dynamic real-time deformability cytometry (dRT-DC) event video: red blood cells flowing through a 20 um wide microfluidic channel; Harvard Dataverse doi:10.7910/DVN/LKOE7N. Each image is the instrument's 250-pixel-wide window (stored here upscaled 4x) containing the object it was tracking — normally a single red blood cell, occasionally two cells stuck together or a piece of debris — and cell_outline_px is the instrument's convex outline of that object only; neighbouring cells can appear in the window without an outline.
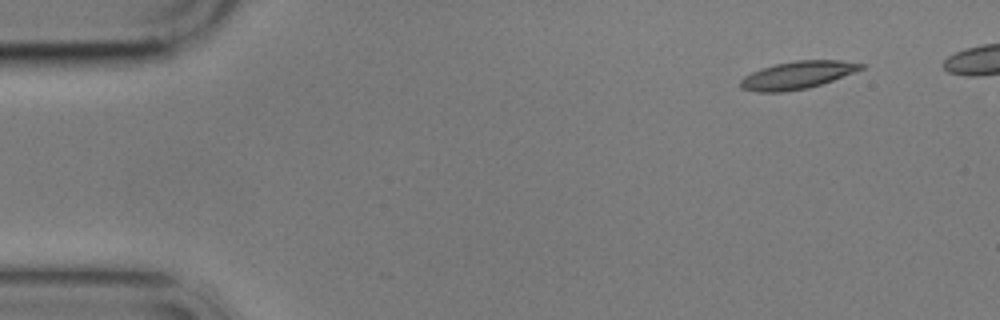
{"species": "common noctule bat (a hibernating species)", "species_latin": "Nyctalus noctula", "temperature_condition": "cold", "stored_images_in_passage": 12, "camera_frame_rate_fps": 3000, "um_per_image_px": 0.085, "animal": {"sex": "male", "body_mass_g": 17.9}, "frame": {"image": 1, "passage_image": 1, "time_ms": 0.0, "image_size_px": [1000, 320], "cell_outline_px": [[868, 64], [864, 68], [832, 80], [808, 88], [784, 92], [756, 92], [740, 88], [740, 80], [744, 76], [760, 68], [776, 64], [796, 60], [840, 60]], "centroid_in_image_um": [67.76, 6.38], "position_along_channel_um": 17.2, "area_um2": 19.42}}
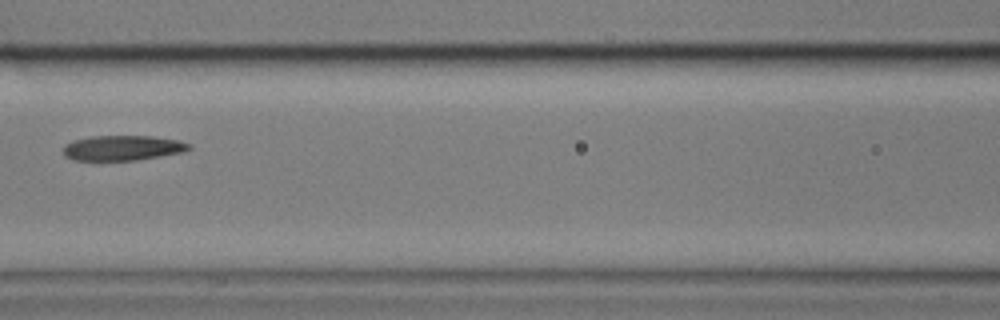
{"frame": {"image": 2, "passage_image": 6, "time_ms": 6.667, "image_size_px": [1000, 320], "cell_outline_px": [[192, 148], [184, 152], [136, 160], [76, 160], [64, 156], [64, 144], [72, 140], [92, 136], [152, 136], [176, 140], [192, 144]], "centroid_in_image_um": [10.43, 12.57], "position_along_channel_um": 156.2, "area_um2": 18.38}}
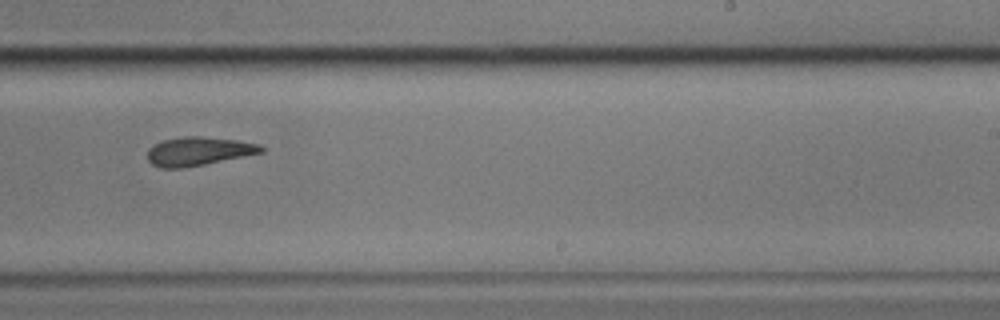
{"frame": {"image": 3, "passage_image": 9, "time_ms": 10.0, "image_size_px": [1000, 320], "cell_outline_px": [[264, 152], [204, 164], [180, 168], [160, 168], [152, 164], [148, 160], [148, 148], [164, 140], [184, 136], [200, 136], [236, 140], [260, 144], [264, 148]], "centroid_in_image_um": [16.87, 12.85], "position_along_channel_um": 272.1, "area_um2": 18.79}}